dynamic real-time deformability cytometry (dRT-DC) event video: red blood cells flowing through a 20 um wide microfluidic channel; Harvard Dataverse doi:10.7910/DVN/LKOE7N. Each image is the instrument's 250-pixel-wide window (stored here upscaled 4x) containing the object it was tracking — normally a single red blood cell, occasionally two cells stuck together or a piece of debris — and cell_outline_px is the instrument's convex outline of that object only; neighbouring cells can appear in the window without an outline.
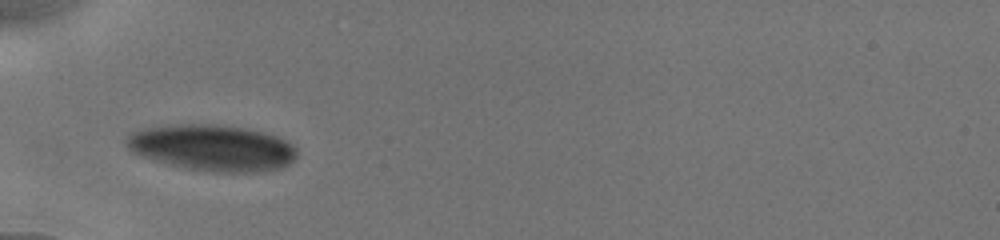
{"species": "human", "species_latin": "Homo sapiens", "temperature_condition": "cold", "stored_images_in_passage": 2, "camera_frame_rate_fps": 3000, "um_per_image_px": 0.085, "donor": {"sex": "male"}, "frame": {"image": 1, "passage_image": 1, "time_ms": 0.0, "image_size_px": [1000, 240], "cell_outline_px": [[296, 160], [280, 168], [264, 172], [212, 172], [188, 168], [172, 164], [144, 156], [132, 152], [128, 148], [124, 140], [132, 132], [144, 128], [160, 124], [216, 124], [248, 128], [264, 132], [288, 140], [296, 148]], "centroid_in_image_um": [18.09, 12.54], "position_along_channel_um": 66.9, "area_um2": 46.18}}